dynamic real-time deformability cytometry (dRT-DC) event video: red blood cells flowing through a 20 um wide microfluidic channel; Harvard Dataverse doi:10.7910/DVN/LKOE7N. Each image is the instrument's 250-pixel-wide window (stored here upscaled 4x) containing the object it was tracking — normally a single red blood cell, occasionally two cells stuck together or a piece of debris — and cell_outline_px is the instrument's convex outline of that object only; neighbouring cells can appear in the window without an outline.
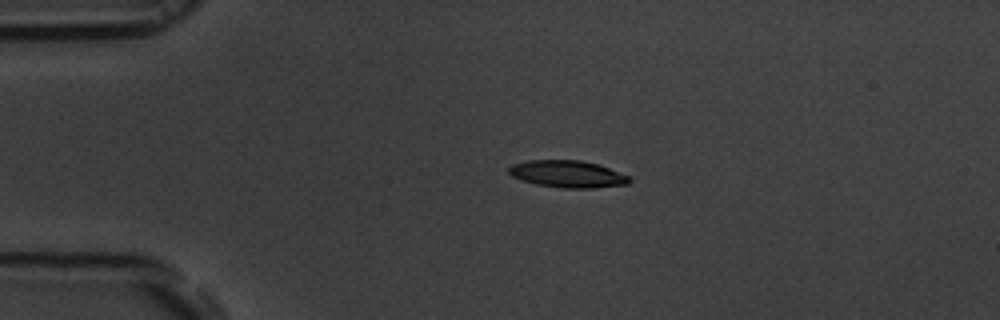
{"species": "common noctule bat (a hibernating species)", "species_latin": "Nyctalus noctula", "temperature_condition": "room temperature", "stored_images_in_passage": 43, "camera_frame_rate_fps": 3000, "um_per_image_px": 0.085, "animal": {"sex": "male", "body_mass_g": 19.5, "forearm_length_mm": 54.6}, "frame": {"image": 1, "passage_image": 1, "time_ms": 0.0, "image_size_px": [1000, 320], "cell_outline_px": [[632, 180], [628, 184], [592, 188], [560, 188], [536, 184], [512, 176], [508, 172], [508, 168], [512, 164], [528, 160], [580, 160], [596, 164], [608, 168], [628, 176]], "centroid_in_image_um": [48.22, 14.79], "position_along_channel_um": 36.8, "area_um2": 18.84}}
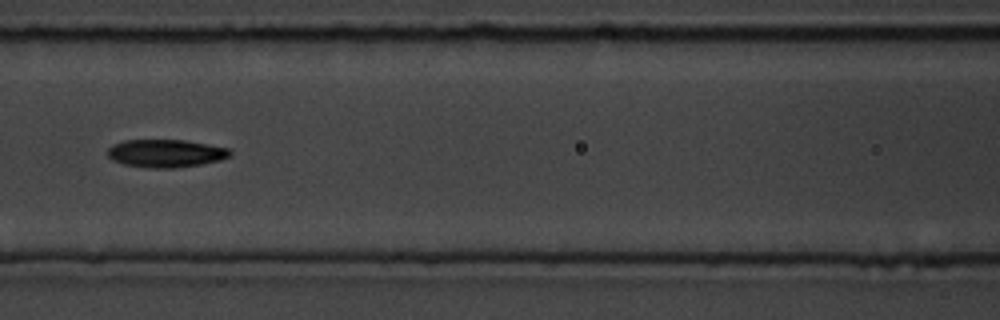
{"frame": {"image": 2, "passage_image": 13, "time_ms": 4.0, "image_size_px": [1000, 320], "cell_outline_px": [[232, 156], [220, 160], [200, 164], [176, 168], [152, 168], [124, 164], [112, 160], [108, 156], [108, 148], [112, 144], [124, 140], [184, 140], [208, 144], [228, 148], [232, 152]], "centroid_in_image_um": [14.1, 13.03], "position_along_channel_um": 152.5, "area_um2": 19.94}}
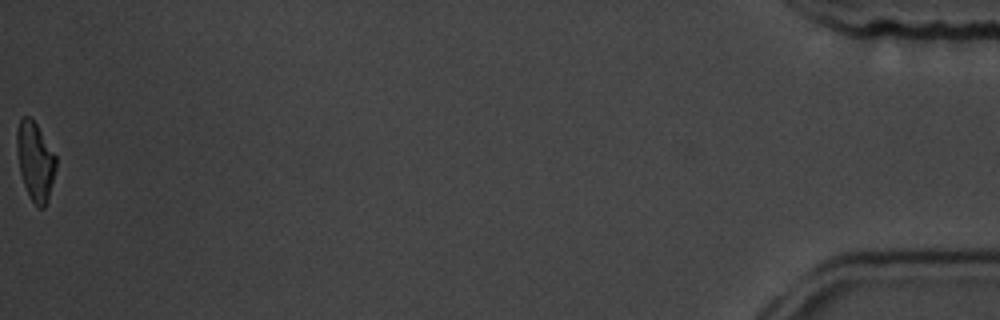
{"frame": {"image": 3, "passage_image": 43, "time_ms": 14.0, "image_size_px": [1000, 320], "cell_outline_px": [[56, 168], [48, 200], [44, 208], [40, 208], [32, 200], [24, 184], [20, 172], [16, 152], [16, 128], [20, 120], [24, 116], [32, 116], [56, 156]], "centroid_in_image_um": [2.98, 13.65], "position_along_channel_um": 432.2, "area_um2": 17.98}, "authors_computed_cell_mechanics": {"area_um2": 19.363, "velocity_mm_per_s": 3.8105, "shape_relaxation_time_tau1_ms": 2.9005, "shape_relaxation_time_tau2_ms": 4.4326, "deformation_change_tau1": 0.1565, "deformation_change_tau2": 0.0818}}